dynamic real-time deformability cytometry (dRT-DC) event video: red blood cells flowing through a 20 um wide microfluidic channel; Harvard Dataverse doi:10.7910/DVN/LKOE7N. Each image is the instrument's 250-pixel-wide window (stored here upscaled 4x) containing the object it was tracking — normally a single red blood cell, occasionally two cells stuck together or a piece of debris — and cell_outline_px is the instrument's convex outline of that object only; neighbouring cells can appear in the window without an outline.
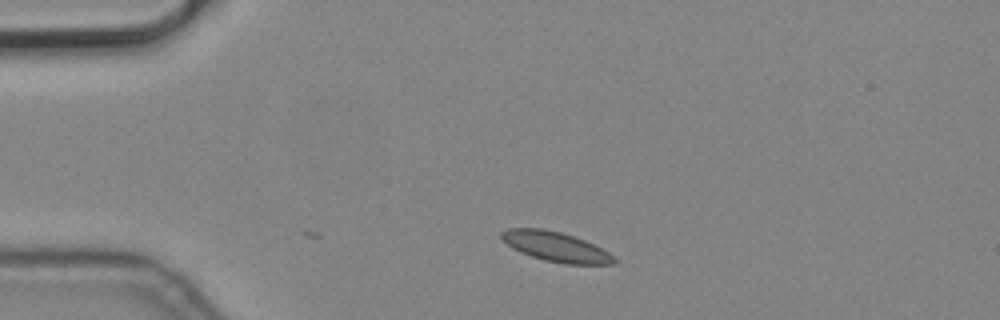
{"species": "common noctule bat (a hibernating species)", "species_latin": "Nyctalus noctula", "temperature_condition": "cold", "stored_images_in_passage": 2, "camera_frame_rate_fps": 3000, "um_per_image_px": 0.085, "animal": {"sex": "male", "body_mass_g": 19.2, "forearm_length_mm": 51.8}, "frame": {"image": 1, "passage_image": 2, "time_ms": 0.333, "image_size_px": [1000, 320], "cell_outline_px": [[616, 264], [564, 264], [544, 260], [520, 252], [512, 248], [500, 236], [500, 232], [508, 228], [540, 228], [560, 232], [584, 240], [608, 252], [616, 260]], "centroid_in_image_um": [47.21, 20.97], "position_along_channel_um": 37.8, "area_um2": 19.25}}